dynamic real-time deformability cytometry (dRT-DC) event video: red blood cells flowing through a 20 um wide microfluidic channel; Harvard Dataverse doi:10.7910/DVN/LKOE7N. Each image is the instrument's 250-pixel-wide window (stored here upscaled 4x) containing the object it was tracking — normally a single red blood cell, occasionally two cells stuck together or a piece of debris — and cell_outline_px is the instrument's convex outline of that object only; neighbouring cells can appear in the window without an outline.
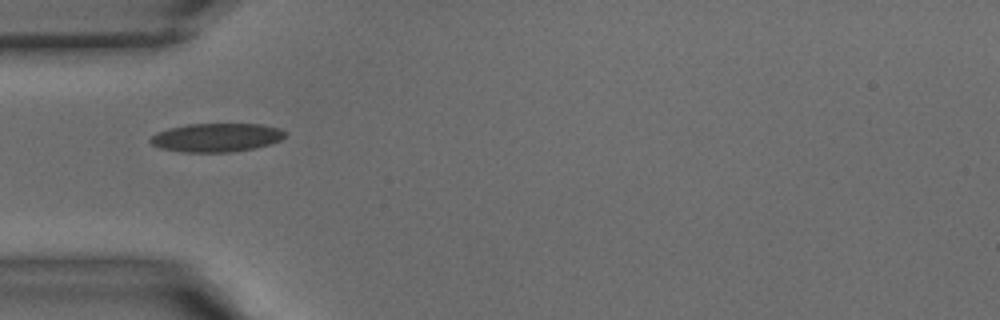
{"species": "common noctule bat (a hibernating species)", "species_latin": "Nyctalus noctula", "temperature_condition": "warm", "stored_images_in_passage": 9, "camera_frame_rate_fps": 3000, "um_per_image_px": 0.085, "animal": {"sex": "male", "body_mass_g": 15.6}, "frame": {"image": 1, "passage_image": 1, "time_ms": 0.0, "image_size_px": [1000, 320], "cell_outline_px": [[288, 132], [280, 140], [256, 148], [228, 152], [184, 152], [160, 148], [152, 144], [148, 140], [156, 132], [168, 128], [188, 124], [260, 124], [280, 128]], "centroid_in_image_um": [18.39, 11.68], "position_along_channel_um": 66.6, "area_um2": 22.48}}
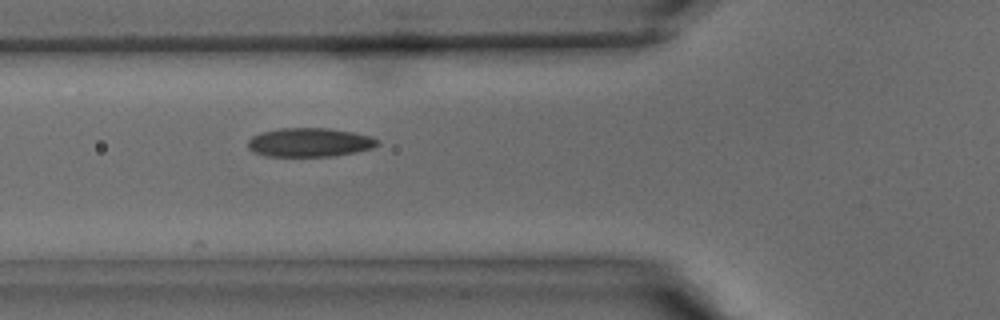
{"frame": {"image": 2, "passage_image": 3, "time_ms": 0.667, "image_size_px": [1000, 320], "cell_outline_px": [[380, 144], [372, 148], [356, 152], [336, 156], [264, 156], [252, 152], [248, 148], [248, 140], [252, 136], [260, 132], [280, 128], [328, 128], [352, 132], [372, 136], [380, 140]], "centroid_in_image_um": [26.32, 12.1], "position_along_channel_um": 99.5, "area_um2": 22.08}}